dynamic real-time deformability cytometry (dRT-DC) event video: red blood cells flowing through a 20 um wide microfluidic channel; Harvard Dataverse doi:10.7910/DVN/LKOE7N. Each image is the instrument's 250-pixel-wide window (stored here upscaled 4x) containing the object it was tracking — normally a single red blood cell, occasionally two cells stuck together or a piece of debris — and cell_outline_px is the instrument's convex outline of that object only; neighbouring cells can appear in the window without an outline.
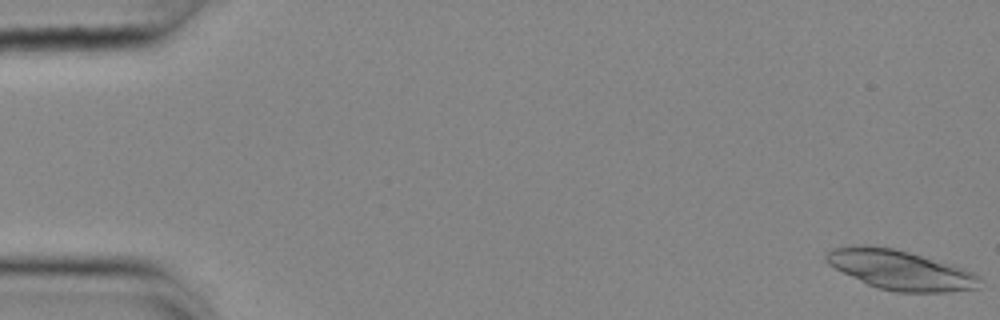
{"species": "common noctule bat (a hibernating species)", "species_latin": "Nyctalus noctula", "temperature_condition": "cold", "stored_images_in_passage": 16, "camera_frame_rate_fps": 3000, "um_per_image_px": 0.085, "animal": {"sex": "female", "body_mass_g": 25.1}, "frame": {"image": 1, "passage_image": 1, "time_ms": 0.0, "image_size_px": [1000, 320], "cell_outline_px": [[980, 288], [948, 292], [896, 292], [880, 288], [868, 284], [828, 264], [824, 256], [832, 248], [856, 244], [860, 244], [892, 248], [908, 252], [964, 268], [980, 276]], "centroid_in_image_um": [76.54, 22.94], "position_along_channel_um": 8.5, "area_um2": 35.08}}
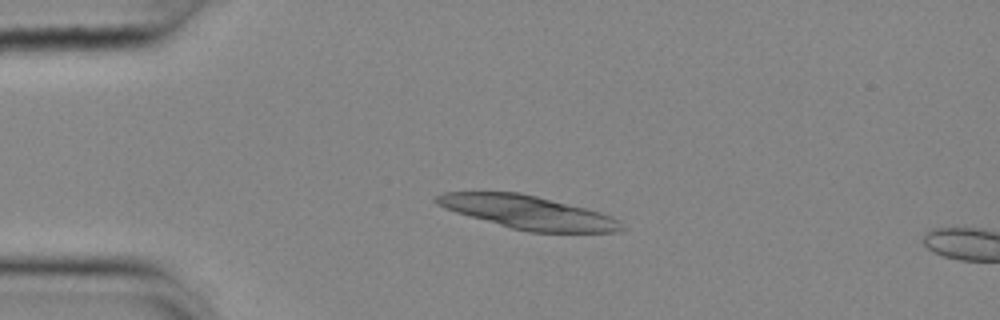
{"frame": {"image": 2, "passage_image": 13, "time_ms": 4.0, "image_size_px": [1000, 320], "cell_outline_px": [[624, 228], [616, 232], [528, 232], [512, 228], [456, 212], [444, 208], [436, 204], [432, 200], [436, 196], [444, 192], [520, 192], [600, 212], [612, 216], [620, 220]], "centroid_in_image_um": [44.87, 18.05], "position_along_channel_um": 40.1, "area_um2": 35.6}}